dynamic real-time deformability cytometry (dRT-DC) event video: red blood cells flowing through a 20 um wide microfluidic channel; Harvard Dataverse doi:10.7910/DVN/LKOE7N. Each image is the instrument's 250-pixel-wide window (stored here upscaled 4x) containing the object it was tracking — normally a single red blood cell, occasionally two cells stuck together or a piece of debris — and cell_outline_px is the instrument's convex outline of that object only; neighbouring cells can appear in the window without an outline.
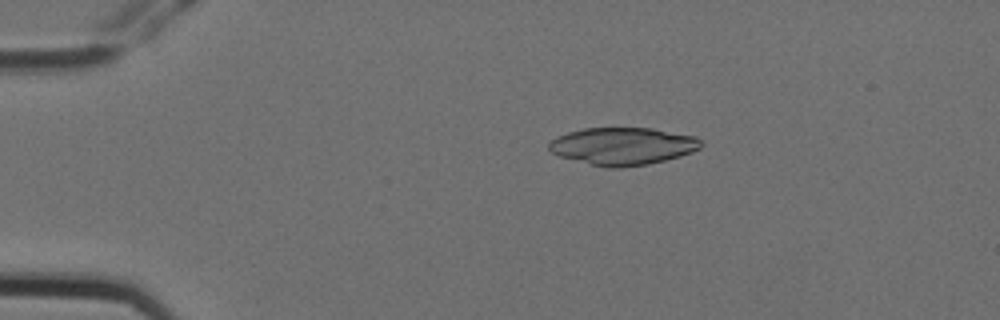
{"species": "Egyptian fruit bat (a non-hibernating species)", "species_latin": "Rousettus aegyptiacus", "temperature_condition": "cold", "stored_images_in_passage": 6, "camera_frame_rate_fps": 3000, "um_per_image_px": 0.085, "animal": {"sex": "female"}, "frame": {"image": 1, "passage_image": 3, "time_ms": 0.667, "image_size_px": [1000, 320], "cell_outline_px": [[704, 144], [700, 148], [692, 152], [680, 156], [648, 164], [620, 168], [608, 168], [556, 156], [548, 148], [548, 144], [556, 136], [568, 132], [584, 128], [652, 128], [696, 136]], "centroid_in_image_um": [52.92, 12.42], "position_along_channel_um": 32.1, "area_um2": 33.35}}